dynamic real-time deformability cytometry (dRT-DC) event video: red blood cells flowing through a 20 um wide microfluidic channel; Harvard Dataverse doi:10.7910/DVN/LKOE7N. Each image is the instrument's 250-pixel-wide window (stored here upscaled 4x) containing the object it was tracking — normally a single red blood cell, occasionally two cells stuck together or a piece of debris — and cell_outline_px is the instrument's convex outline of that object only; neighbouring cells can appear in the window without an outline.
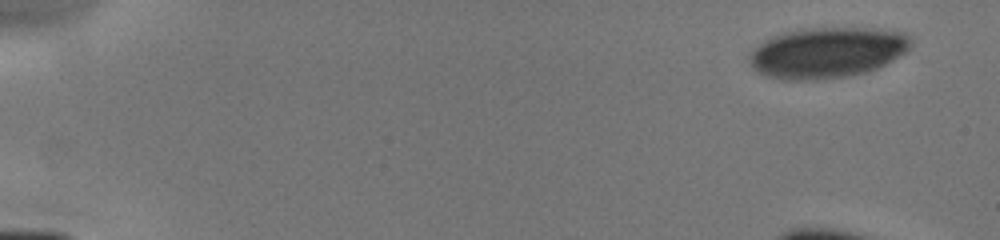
{"species": "human", "species_latin": "Homo sapiens", "temperature_condition": "cold", "stored_images_in_passage": 7, "camera_frame_rate_fps": 3000, "um_per_image_px": 0.085, "donor": {"sex": "male"}, "frame": {"image": 1, "passage_image": 1, "time_ms": 0.0, "image_size_px": [1000, 240], "cell_outline_px": [[912, 48], [908, 52], [876, 68], [864, 72], [844, 76], [816, 80], [780, 80], [756, 72], [752, 68], [748, 60], [748, 52], [752, 48], [764, 40], [772, 36], [784, 32], [812, 28], [872, 28], [904, 32], [912, 36]], "centroid_in_image_um": [70.29, 4.46], "position_along_channel_um": 14.7, "area_um2": 48.21}}